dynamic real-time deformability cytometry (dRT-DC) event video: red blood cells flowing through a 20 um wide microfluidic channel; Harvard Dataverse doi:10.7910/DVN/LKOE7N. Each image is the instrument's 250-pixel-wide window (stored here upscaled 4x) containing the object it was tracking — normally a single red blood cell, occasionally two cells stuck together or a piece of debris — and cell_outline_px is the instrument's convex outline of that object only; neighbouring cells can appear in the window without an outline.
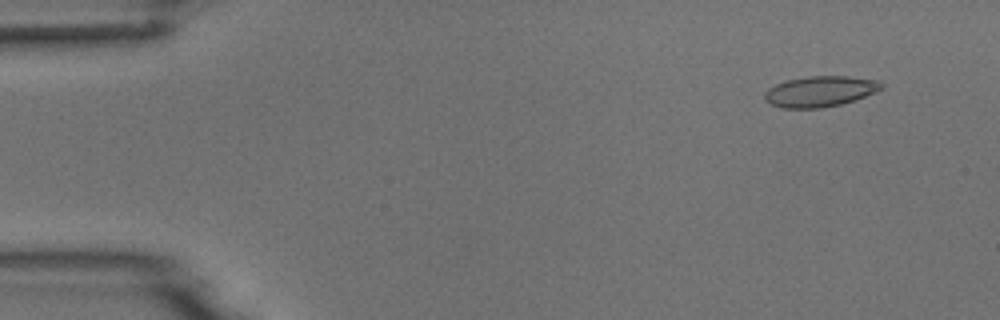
{"species": "common noctule bat (a hibernating species)", "species_latin": "Nyctalus noctula", "temperature_condition": "room temperature", "stored_images_in_passage": 4, "camera_frame_rate_fps": 3000, "um_per_image_px": 0.085, "animal": {"sex": "male", "body_mass_g": 18.8}, "frame": {"image": 1, "passage_image": 1, "time_ms": 0.0, "image_size_px": [1000, 320], "cell_outline_px": [[884, 88], [876, 92], [856, 100], [840, 104], [820, 108], [780, 108], [764, 100], [764, 92], [768, 88], [776, 84], [788, 80], [808, 76], [848, 76], [880, 80], [884, 84]], "centroid_in_image_um": [69.74, 7.77], "position_along_channel_um": 15.3, "area_um2": 21.1}}
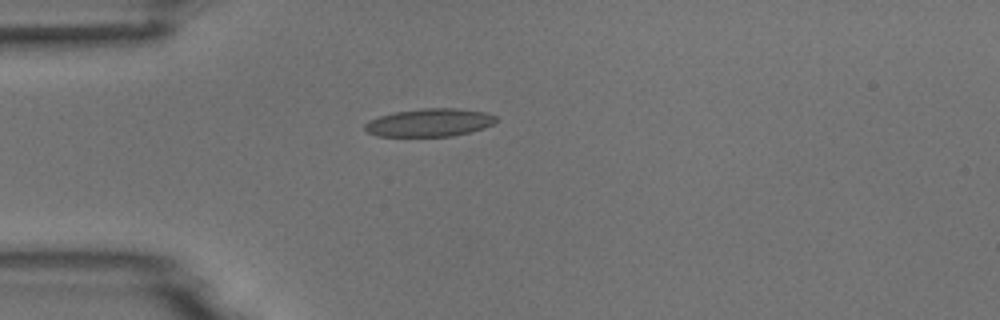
{"frame": {"image": 2, "passage_image": 4, "time_ms": 3.333, "image_size_px": [1000, 320], "cell_outline_px": [[496, 120], [492, 124], [484, 128], [452, 136], [376, 136], [368, 132], [364, 128], [364, 124], [368, 120], [380, 116], [396, 112], [424, 108], [456, 108], [484, 112], [496, 116]], "centroid_in_image_um": [36.48, 10.42], "position_along_channel_um": 48.5, "area_um2": 21.21}}